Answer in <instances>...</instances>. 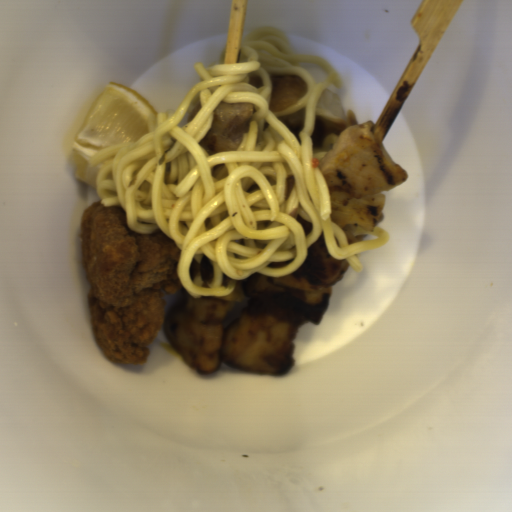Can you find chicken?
Here are the masks:
<instances>
[{"label": "chicken", "instance_id": "1", "mask_svg": "<svg viewBox=\"0 0 512 512\" xmlns=\"http://www.w3.org/2000/svg\"><path fill=\"white\" fill-rule=\"evenodd\" d=\"M81 262L96 344L108 361L145 364L164 322L167 296L182 290V250L160 229H129L122 206L100 200L83 210Z\"/></svg>", "mask_w": 512, "mask_h": 512}]
</instances>
